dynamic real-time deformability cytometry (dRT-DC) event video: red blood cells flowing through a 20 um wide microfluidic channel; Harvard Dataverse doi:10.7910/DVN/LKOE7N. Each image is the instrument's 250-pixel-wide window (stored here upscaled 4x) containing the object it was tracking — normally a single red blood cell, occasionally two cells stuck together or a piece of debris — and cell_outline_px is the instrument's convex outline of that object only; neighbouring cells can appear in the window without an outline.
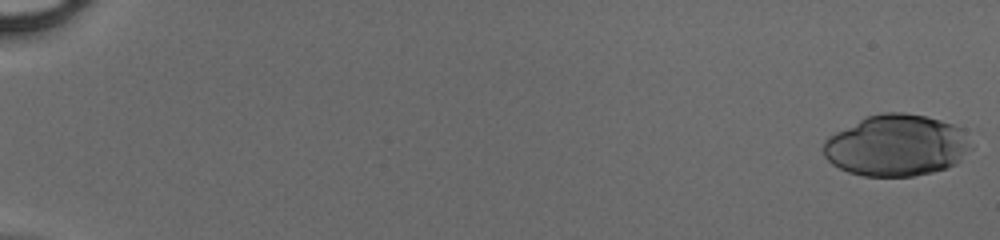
{"species": "human", "species_latin": "Homo sapiens", "temperature_condition": "cold", "stored_images_in_passage": 50, "camera_frame_rate_fps": 3000, "um_per_image_px": 0.085, "donor": {"sex": "male"}, "frame": {"image": 1, "passage_image": 1, "time_ms": 0.0, "image_size_px": [1000, 240], "cell_outline_px": [[972, 148], [956, 164], [948, 168], [932, 172], [912, 176], [864, 176], [848, 172], [832, 164], [824, 156], [824, 140], [828, 136], [868, 116], [884, 112], [904, 112], [924, 116], [940, 120], [964, 128]], "centroid_in_image_um": [76.23, 12.37], "position_along_channel_um": 8.8, "area_um2": 52.89}}
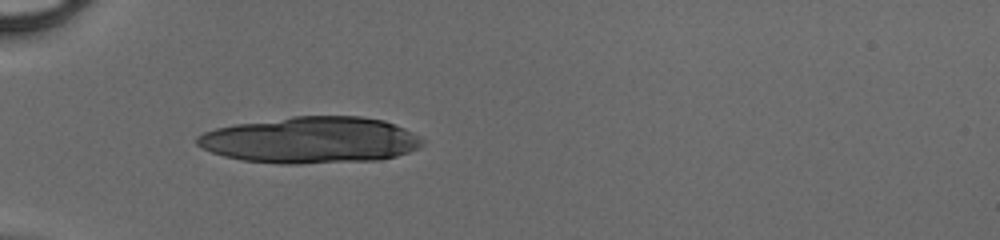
{"frame": {"image": 2, "passage_image": 18, "time_ms": 5.667, "image_size_px": [1000, 240], "cell_outline_px": [[424, 144], [420, 148], [396, 156], [380, 160], [300, 164], [280, 164], [240, 160], [224, 156], [212, 152], [196, 144], [196, 136], [204, 132], [216, 128], [236, 124], [292, 116], [360, 116], [384, 120], [404, 128], [420, 136], [424, 140]], "centroid_in_image_um": [26.43, 11.91], "position_along_channel_um": 58.6, "area_um2": 61.33}}